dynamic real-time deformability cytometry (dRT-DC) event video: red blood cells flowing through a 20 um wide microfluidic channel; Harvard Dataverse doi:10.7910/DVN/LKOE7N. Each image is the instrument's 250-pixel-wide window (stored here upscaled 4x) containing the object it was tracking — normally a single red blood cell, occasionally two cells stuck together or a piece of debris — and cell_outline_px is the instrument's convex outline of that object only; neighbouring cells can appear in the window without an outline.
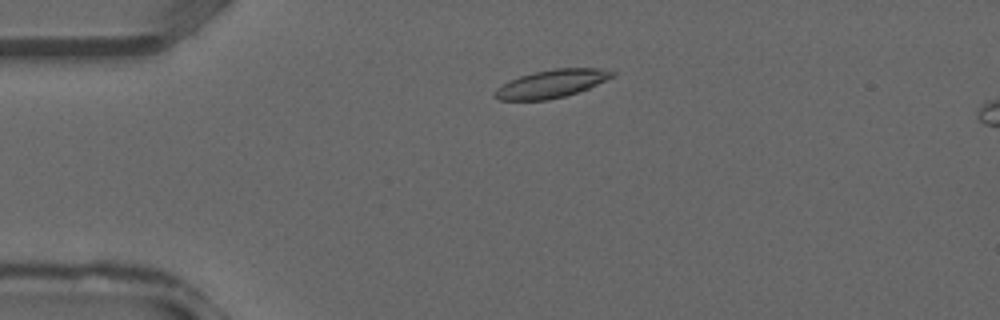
{"species": "common noctule bat (a hibernating species)", "species_latin": "Nyctalus noctula", "temperature_condition": "warm", "stored_images_in_passage": 25, "camera_frame_rate_fps": 3000, "um_per_image_px": 0.085, "animal": {"sex": "male", "forearm_length_mm": 52.5}, "frame": {"image": 1, "passage_image": 6, "time_ms": 1.667, "image_size_px": [1000, 320], "cell_outline_px": [[616, 76], [588, 88], [564, 96], [548, 100], [500, 100], [492, 96], [492, 92], [496, 88], [520, 76], [536, 72], [556, 68], [600, 68], [616, 72]], "centroid_in_image_um": [46.89, 7.12], "position_along_channel_um": 38.1, "area_um2": 19.02}}